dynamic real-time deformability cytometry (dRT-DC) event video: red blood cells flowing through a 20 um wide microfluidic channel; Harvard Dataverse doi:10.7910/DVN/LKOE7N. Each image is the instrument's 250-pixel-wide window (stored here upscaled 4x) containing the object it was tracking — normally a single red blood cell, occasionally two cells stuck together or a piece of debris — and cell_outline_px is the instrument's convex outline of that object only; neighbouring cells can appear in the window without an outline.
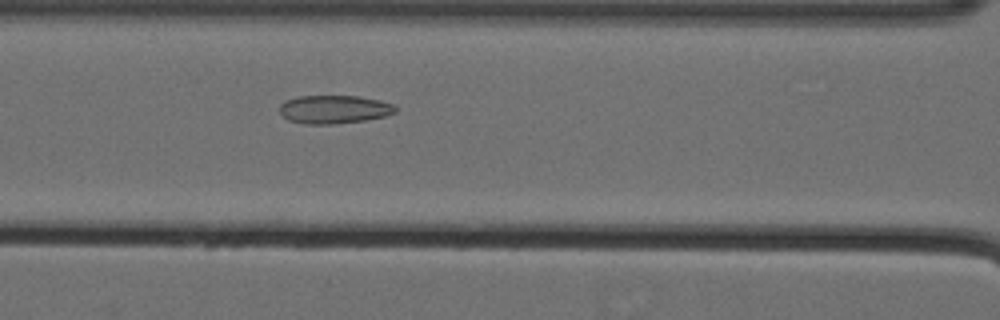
{"species": "Egyptian fruit bat (a non-hibernating species)", "species_latin": "Rousettus aegyptiacus", "temperature_condition": "cold", "stored_images_in_passage": 45, "camera_frame_rate_fps": 3000, "um_per_image_px": 0.085, "animal": {"sex": "female"}, "frame": {"image": 1, "passage_image": 14, "time_ms": 4.333, "image_size_px": [1000, 320], "cell_outline_px": [[396, 112], [388, 116], [364, 120], [332, 124], [304, 124], [288, 120], [280, 112], [280, 104], [284, 100], [300, 96], [360, 96], [380, 100], [392, 104], [396, 108]], "centroid_in_image_um": [28.4, 9.29], "position_along_channel_um": 138.2, "area_um2": 19.19}}
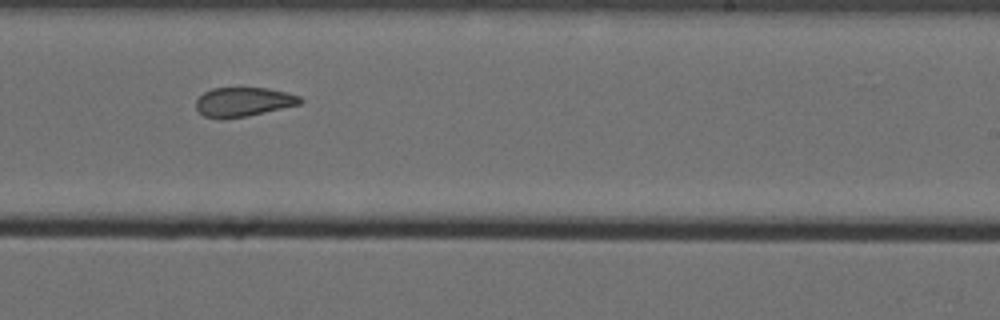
{"frame": {"image": 2, "passage_image": 25, "time_ms": 8.0, "image_size_px": [1000, 320], "cell_outline_px": [[304, 100], [300, 104], [248, 116], [220, 120], [204, 116], [196, 108], [196, 100], [204, 92], [212, 88], [268, 88], [300, 96]], "centroid_in_image_um": [20.67, 8.67], "position_along_channel_um": 268.3, "area_um2": 17.8}}
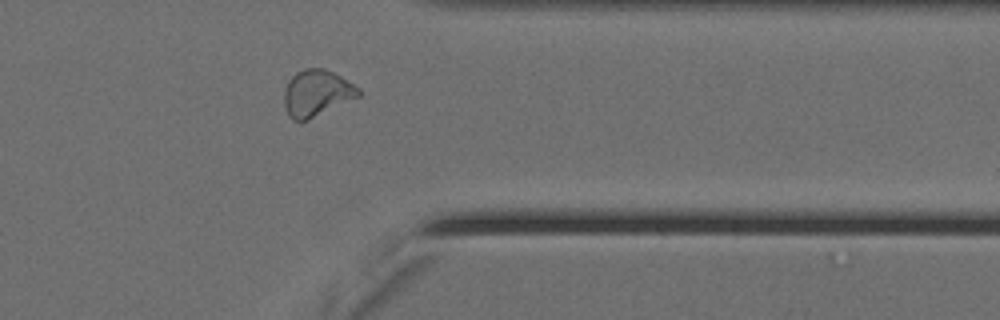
{"frame": {"image": 3, "passage_image": 35, "time_ms": 11.333, "image_size_px": [1000, 320], "cell_outline_px": [[360, 96], [308, 120], [292, 120], [288, 116], [284, 104], [284, 92], [288, 80], [296, 72], [304, 68], [324, 68], [340, 76], [360, 88]], "centroid_in_image_um": [26.9, 7.91], "position_along_channel_um": 384.5, "area_um2": 20.11}, "authors_computed_cell_mechanics": {"area_um2": 19.4208, "velocity_mm_per_s": 3.5648, "shape_relaxation_time_tau1_ms": null, "shape_relaxation_time_tau2_ms": 2.2372, "deformation_change_tau1": null, "deformation_change_tau2": 0.0875}}